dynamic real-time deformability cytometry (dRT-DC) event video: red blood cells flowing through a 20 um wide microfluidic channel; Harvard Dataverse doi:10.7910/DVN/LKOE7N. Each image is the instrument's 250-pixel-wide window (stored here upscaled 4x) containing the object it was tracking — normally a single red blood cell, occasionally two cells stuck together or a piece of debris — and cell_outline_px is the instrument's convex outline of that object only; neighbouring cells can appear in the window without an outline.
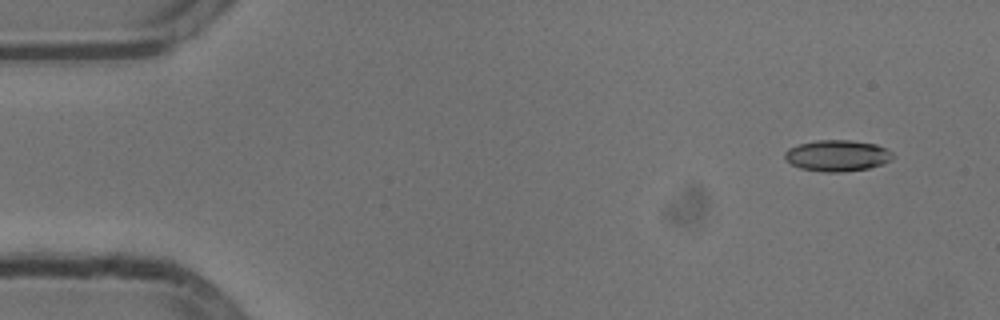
{"species": "common noctule bat (a hibernating species)", "species_latin": "Nyctalus noctula", "temperature_condition": "cold", "stored_images_in_passage": 51, "camera_frame_rate_fps": 3000, "um_per_image_px": 0.085, "animal": {"sex": "male", "body_mass_g": 13.3}, "frame": {"image": 1, "passage_image": 1, "time_ms": 0.0, "image_size_px": [1000, 320], "cell_outline_px": [[892, 156], [888, 160], [880, 164], [868, 168], [840, 172], [824, 172], [800, 168], [792, 164], [784, 156], [784, 152], [788, 148], [800, 144], [816, 140], [852, 140], [876, 144], [892, 152]], "centroid_in_image_um": [71.13, 13.22], "position_along_channel_um": 13.9, "area_um2": 19.36}}
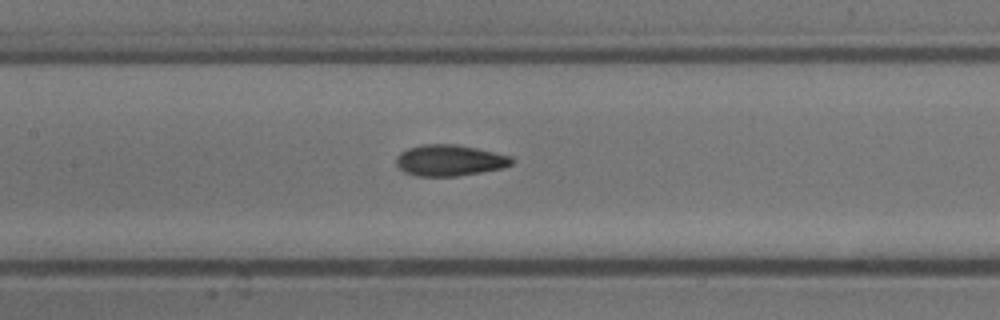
{"frame": {"image": 2, "passage_image": 22, "time_ms": 7.0, "image_size_px": [1000, 320], "cell_outline_px": [[512, 164], [504, 168], [456, 176], [416, 176], [404, 172], [396, 164], [396, 156], [400, 152], [408, 148], [424, 144], [456, 144], [476, 148], [512, 156]], "centroid_in_image_um": [38.2, 13.63], "position_along_channel_um": 169.2, "area_um2": 20.98}}
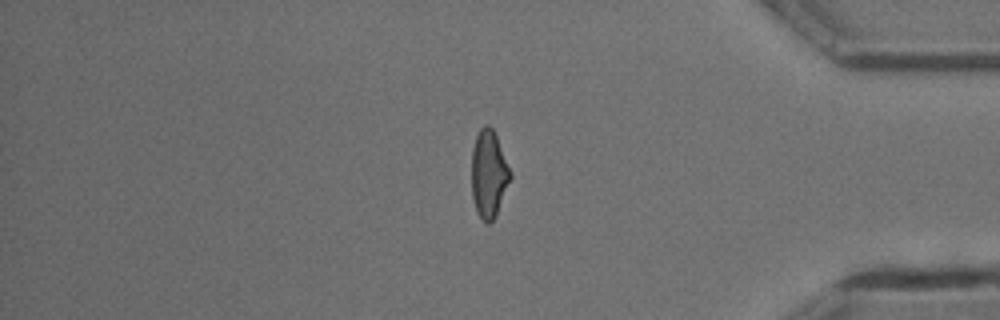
{"frame": {"image": 3, "passage_image": 42, "time_ms": 13.667, "image_size_px": [1000, 320], "cell_outline_px": [[512, 176], [496, 216], [488, 224], [484, 224], [480, 220], [476, 212], [472, 196], [472, 148], [476, 136], [480, 128], [484, 124], [488, 124], [492, 128], [496, 136], [512, 172]], "centroid_in_image_um": [41.54, 14.82], "position_along_channel_um": 393.7, "area_um2": 20.0}, "authors_computed_cell_mechanics": {"area_um2": 20.1144, "velocity_mm_per_s": 3.8118, "shape_relaxation_time_tau1_ms": 4.889, "shape_relaxation_time_tau2_ms": 2.3032, "deformation_change_tau1": 0.1598, "deformation_change_tau2": 0.0883}}